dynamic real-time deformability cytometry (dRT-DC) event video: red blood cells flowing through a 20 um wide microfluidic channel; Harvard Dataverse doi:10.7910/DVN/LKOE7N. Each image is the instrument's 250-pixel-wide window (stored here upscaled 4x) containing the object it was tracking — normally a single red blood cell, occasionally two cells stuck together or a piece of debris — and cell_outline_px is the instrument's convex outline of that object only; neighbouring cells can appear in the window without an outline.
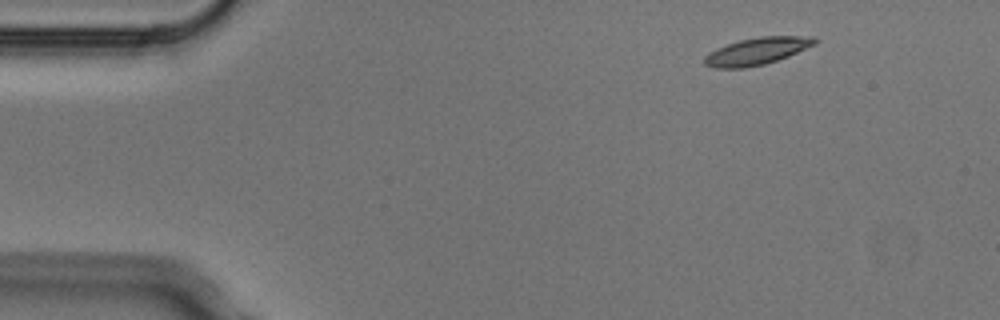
{"species": "Egyptian fruit bat (a non-hibernating species)", "species_latin": "Rousettus aegyptiacus", "temperature_condition": "cold", "stored_images_in_passage": 1, "camera_frame_rate_fps": 3000, "um_per_image_px": 0.085, "animal": {"sex": "male"}, "frame": {"image": 1, "passage_image": 1, "time_ms": 0.0, "image_size_px": [1000, 320], "cell_outline_px": [[816, 44], [788, 56], [764, 64], [744, 68], [712, 68], [704, 64], [704, 56], [708, 52], [716, 48], [740, 40], [760, 36], [816, 36]], "centroid_in_image_um": [64.32, 4.35], "position_along_channel_um": 20.7, "area_um2": 17.46}}